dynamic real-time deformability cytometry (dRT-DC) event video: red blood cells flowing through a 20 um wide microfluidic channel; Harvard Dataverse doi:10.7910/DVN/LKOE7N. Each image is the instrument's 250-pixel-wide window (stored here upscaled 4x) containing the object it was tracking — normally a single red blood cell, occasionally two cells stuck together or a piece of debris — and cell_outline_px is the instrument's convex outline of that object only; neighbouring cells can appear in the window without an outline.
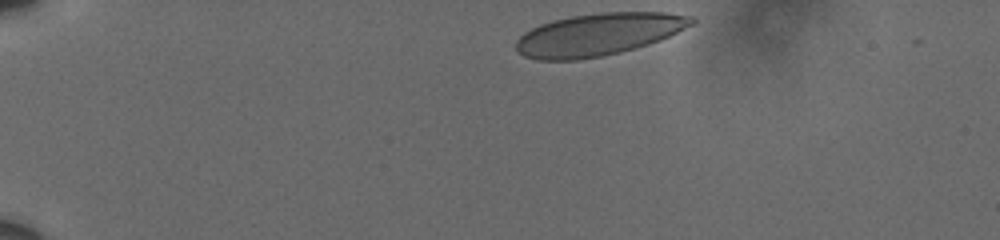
{"species": "human", "species_latin": "Homo sapiens", "temperature_condition": "cold", "stored_images_in_passage": 8, "camera_frame_rate_fps": 3000, "um_per_image_px": 0.085, "donor": {"sex": "male"}, "frame": {"image": 1, "passage_image": 1, "time_ms": 0.0, "image_size_px": [1000, 240], "cell_outline_px": [[696, 20], [692, 24], [660, 40], [636, 48], [620, 52], [600, 56], [576, 60], [536, 60], [524, 56], [516, 48], [516, 40], [524, 32], [540, 24], [552, 20], [572, 16], [600, 12], [664, 12], [692, 16]], "centroid_in_image_um": [50.84, 2.92], "position_along_channel_um": 34.2, "area_um2": 43.12}}
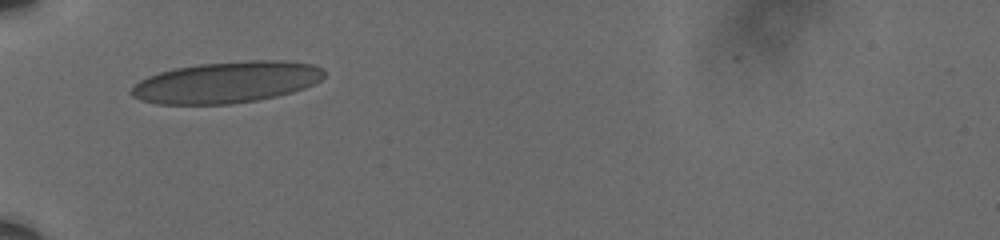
{"frame": {"image": 2, "passage_image": 5, "time_ms": 1.333, "image_size_px": [1000, 240], "cell_outline_px": [[324, 76], [320, 80], [304, 88], [292, 92], [276, 96], [256, 100], [232, 104], [156, 104], [140, 100], [132, 96], [132, 88], [140, 80], [148, 76], [160, 72], [176, 68], [200, 64], [248, 60], [284, 60], [312, 64], [324, 68]], "centroid_in_image_um": [19.28, 6.99], "position_along_channel_um": 65.7, "area_um2": 46.36}}
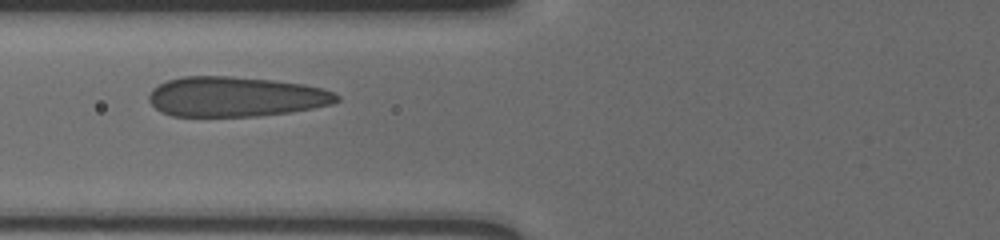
{"frame": {"image": 3, "passage_image": 7, "time_ms": 2.0, "image_size_px": [1000, 240], "cell_outline_px": [[340, 100], [332, 104], [312, 108], [288, 112], [260, 116], [172, 116], [160, 112], [148, 100], [148, 96], [152, 88], [168, 80], [184, 76], [228, 76], [272, 80], [304, 84], [320, 88], [332, 92], [340, 96]], "centroid_in_image_um": [20.01, 8.22], "position_along_channel_um": 105.8, "area_um2": 43.7}}